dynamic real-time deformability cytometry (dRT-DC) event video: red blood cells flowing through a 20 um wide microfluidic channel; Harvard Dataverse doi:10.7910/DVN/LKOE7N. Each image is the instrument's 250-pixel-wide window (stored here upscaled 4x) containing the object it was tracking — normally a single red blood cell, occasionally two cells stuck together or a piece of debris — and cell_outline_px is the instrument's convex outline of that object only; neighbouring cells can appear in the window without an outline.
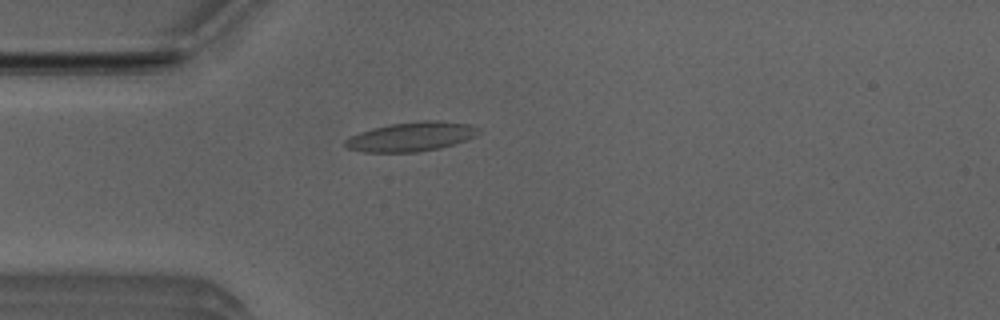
{"species": "Egyptian fruit bat (a non-hibernating species)", "species_latin": "Rousettus aegyptiacus", "temperature_condition": "room temperature", "stored_images_in_passage": 4, "camera_frame_rate_fps": 3000, "um_per_image_px": 0.085, "animal": {"sex": "male"}, "frame": {"image": 1, "passage_image": 4, "time_ms": 1.0, "image_size_px": [1000, 320], "cell_outline_px": [[476, 136], [440, 148], [416, 152], [364, 152], [348, 148], [344, 144], [344, 140], [360, 132], [372, 128], [388, 124], [424, 120], [436, 120], [468, 124], [476, 128]], "centroid_in_image_um": [34.9, 11.61], "position_along_channel_um": 50.1, "area_um2": 22.43}}